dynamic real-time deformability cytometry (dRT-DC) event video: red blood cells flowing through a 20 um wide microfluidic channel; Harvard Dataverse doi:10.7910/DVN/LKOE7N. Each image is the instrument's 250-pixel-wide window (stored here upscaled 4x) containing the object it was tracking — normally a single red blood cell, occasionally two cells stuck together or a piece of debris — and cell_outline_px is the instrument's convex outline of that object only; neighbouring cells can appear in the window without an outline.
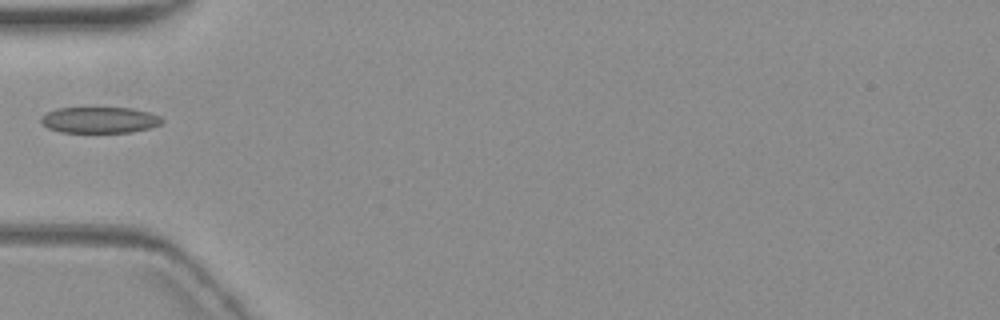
{"species": "common noctule bat (a hibernating species)", "species_latin": "Nyctalus noctula", "temperature_condition": "warm", "stored_images_in_passage": 1, "camera_frame_rate_fps": 3000, "um_per_image_px": 0.085, "animal": {"sex": "female", "body_mass_g": 19.3, "forearm_length_mm": 54.1}, "frame": {"image": 1, "passage_image": 1, "time_ms": 0.0, "image_size_px": [1000, 320], "cell_outline_px": [[164, 120], [160, 124], [148, 128], [132, 132], [60, 132], [48, 128], [40, 120], [40, 116], [56, 108], [92, 104], [132, 108], [148, 112], [160, 116]], "centroid_in_image_um": [8.43, 10.13], "position_along_channel_um": 76.6, "area_um2": 19.42}}